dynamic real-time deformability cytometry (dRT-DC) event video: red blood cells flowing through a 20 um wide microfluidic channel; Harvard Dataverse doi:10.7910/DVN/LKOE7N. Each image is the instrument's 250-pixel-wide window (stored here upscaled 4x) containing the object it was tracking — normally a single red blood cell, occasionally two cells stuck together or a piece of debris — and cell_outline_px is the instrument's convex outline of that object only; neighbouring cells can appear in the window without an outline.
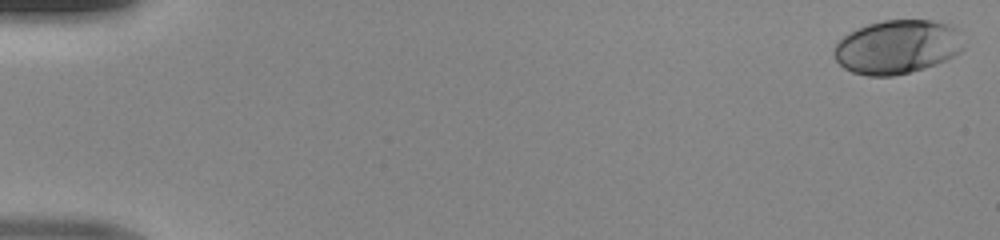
{"species": "human", "species_latin": "Homo sapiens", "temperature_condition": "room temperature", "stored_images_in_passage": 49, "camera_frame_rate_fps": 3000, "um_per_image_px": 0.085, "donor": {"sex": "male"}, "frame": {"image": 1, "passage_image": 1, "time_ms": 0.0, "image_size_px": [1000, 240], "cell_outline_px": [[964, 48], [960, 52], [936, 64], [924, 68], [892, 76], [868, 76], [852, 72], [844, 68], [836, 60], [832, 52], [832, 48], [848, 32], [868, 24], [880, 20], [932, 20], [948, 24], [956, 28]], "centroid_in_image_um": [76.22, 3.98], "position_along_channel_um": 8.8, "area_um2": 40.63}}
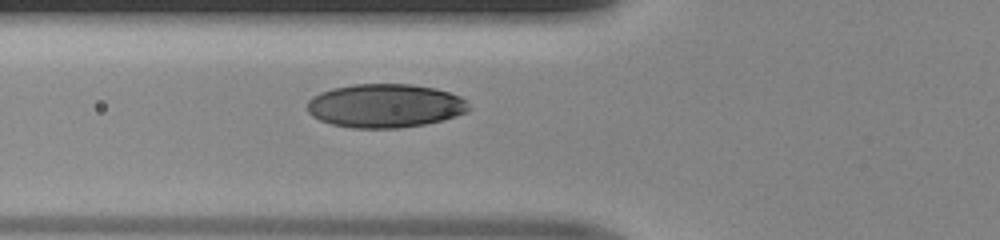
{"frame": {"image": 2, "passage_image": 19, "time_ms": 6.0, "image_size_px": [1000, 240], "cell_outline_px": [[472, 108], [468, 112], [456, 116], [424, 124], [400, 128], [352, 128], [332, 124], [320, 120], [312, 116], [308, 112], [308, 100], [312, 96], [320, 92], [332, 88], [352, 84], [412, 84], [436, 88], [460, 96], [468, 100]], "centroid_in_image_um": [32.76, 8.98], "position_along_channel_um": 93.0, "area_um2": 41.5}}
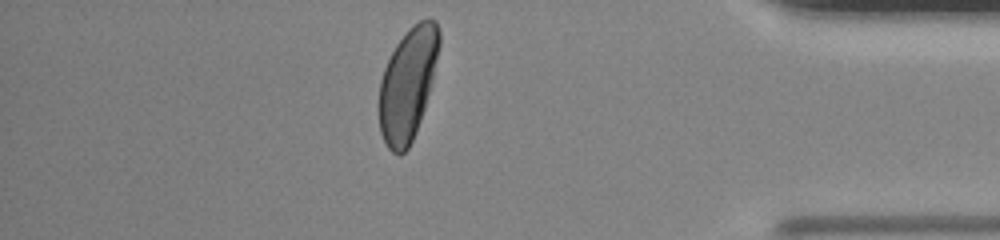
{"frame": {"image": 3, "passage_image": 43, "time_ms": 14.0, "image_size_px": [1000, 240], "cell_outline_px": [[440, 44], [432, 84], [420, 120], [412, 140], [408, 148], [400, 156], [392, 152], [388, 148], [380, 132], [380, 80], [384, 68], [396, 44], [408, 28], [412, 24], [428, 16], [436, 20], [440, 32]], "centroid_in_image_um": [34.68, 7.09], "position_along_channel_um": 400.5, "area_um2": 39.36}}